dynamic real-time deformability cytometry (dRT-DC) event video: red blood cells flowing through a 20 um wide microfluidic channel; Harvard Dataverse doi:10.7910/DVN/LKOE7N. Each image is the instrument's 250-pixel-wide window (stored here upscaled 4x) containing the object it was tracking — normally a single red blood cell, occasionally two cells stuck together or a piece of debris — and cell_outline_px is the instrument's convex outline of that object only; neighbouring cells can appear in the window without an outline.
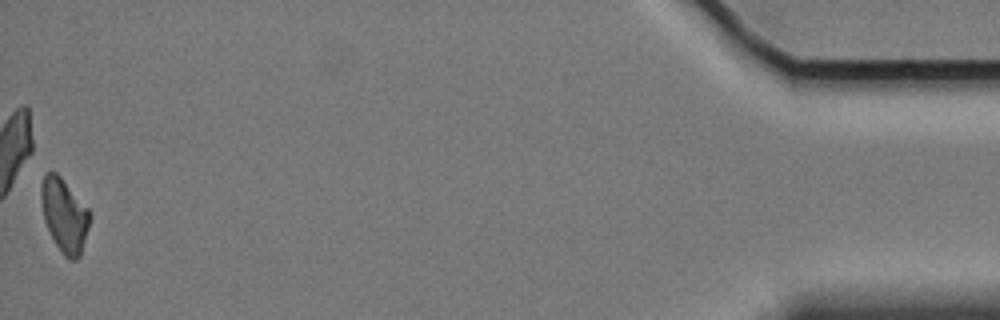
{"species": "Egyptian fruit bat (a non-hibernating species)", "species_latin": "Rousettus aegyptiacus", "temperature_condition": "cold", "stored_images_in_passage": 55, "camera_frame_rate_fps": 3000, "um_per_image_px": 0.085, "animal": {"sex": "female"}, "frame": {"image": 1, "passage_image": 55, "time_ms": 18.0, "image_size_px": [1000, 320], "cell_outline_px": [[92, 212], [88, 228], [80, 256], [76, 260], [68, 260], [64, 256], [56, 244], [44, 220], [40, 200], [40, 188], [44, 176], [48, 172], [56, 172], [60, 176]], "centroid_in_image_um": [5.47, 18.3], "position_along_channel_um": 429.7, "area_um2": 20.81}, "authors_computed_cell_mechanics": {"area_um2": 22.5998, "velocity_mm_per_s": 3.4109, "shape_relaxation_time_tau1_ms": 9.094, "shape_relaxation_time_tau2_ms": null, "deformation_change_tau1": 0.1833, "deformation_change_tau2": null}}